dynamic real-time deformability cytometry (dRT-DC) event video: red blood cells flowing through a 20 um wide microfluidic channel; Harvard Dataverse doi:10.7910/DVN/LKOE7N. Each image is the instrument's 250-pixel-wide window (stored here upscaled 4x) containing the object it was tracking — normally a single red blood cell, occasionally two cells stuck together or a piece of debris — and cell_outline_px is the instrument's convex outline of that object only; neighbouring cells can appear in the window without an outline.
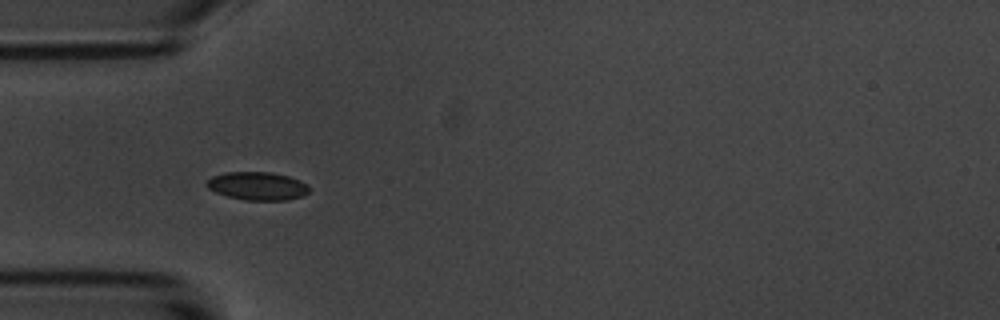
{"species": "common noctule bat (a hibernating species)", "species_latin": "Nyctalus noctula", "temperature_condition": "room temperature", "stored_images_in_passage": 53, "camera_frame_rate_fps": 3000, "um_per_image_px": 0.085, "animal": {"sex": "male", "body_mass_g": 20.1, "forearm_length_mm": 53.5}, "frame": {"image": 1, "passage_image": 14, "time_ms": 4.333, "image_size_px": [1000, 320], "cell_outline_px": [[308, 192], [300, 196], [288, 200], [244, 200], [228, 196], [216, 192], [208, 188], [204, 184], [212, 176], [224, 172], [272, 172], [288, 176], [300, 180], [308, 184]], "centroid_in_image_um": [21.86, 15.8], "position_along_channel_um": 63.1, "area_um2": 16.82}}
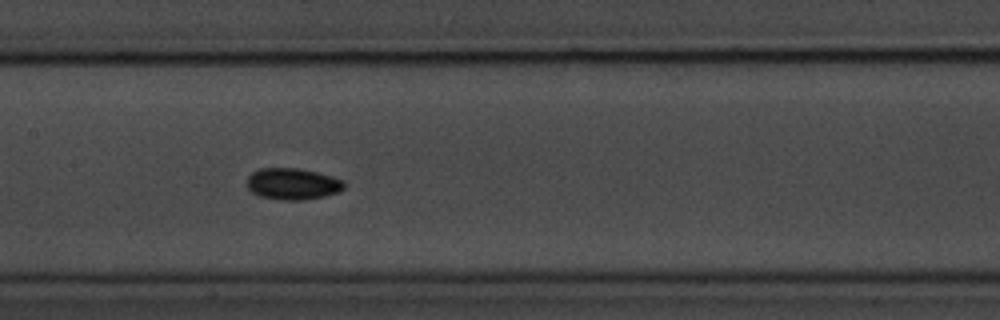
{"frame": {"image": 2, "passage_image": 24, "time_ms": 7.667, "image_size_px": [1000, 320], "cell_outline_px": [[344, 188], [340, 192], [324, 196], [304, 200], [280, 200], [260, 196], [252, 192], [248, 188], [248, 176], [252, 172], [260, 168], [296, 168], [316, 172], [332, 176], [344, 180]], "centroid_in_image_um": [24.89, 15.63], "position_along_channel_um": 182.5, "area_um2": 17.86}}
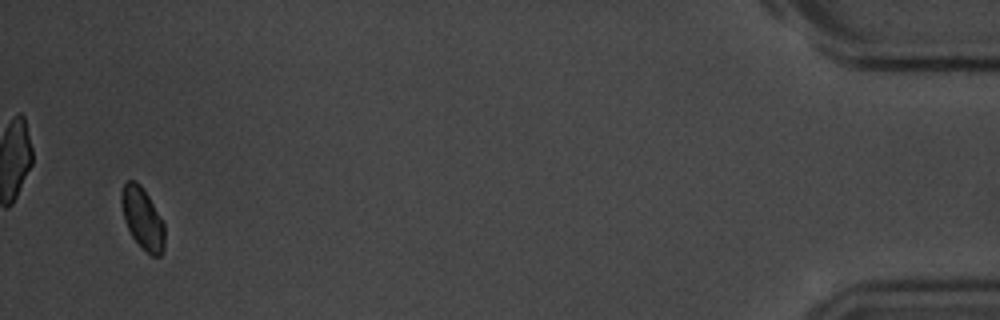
{"frame": {"image": 3, "passage_image": 51, "time_ms": 16.667, "image_size_px": [1000, 320], "cell_outline_px": [[164, 248], [160, 256], [152, 256], [140, 248], [132, 236], [124, 220], [120, 204], [120, 192], [124, 184], [128, 180], [136, 180], [140, 184], [148, 196], [164, 224]], "centroid_in_image_um": [12.08, 18.57], "position_along_channel_um": 423.1, "area_um2": 15.61}}